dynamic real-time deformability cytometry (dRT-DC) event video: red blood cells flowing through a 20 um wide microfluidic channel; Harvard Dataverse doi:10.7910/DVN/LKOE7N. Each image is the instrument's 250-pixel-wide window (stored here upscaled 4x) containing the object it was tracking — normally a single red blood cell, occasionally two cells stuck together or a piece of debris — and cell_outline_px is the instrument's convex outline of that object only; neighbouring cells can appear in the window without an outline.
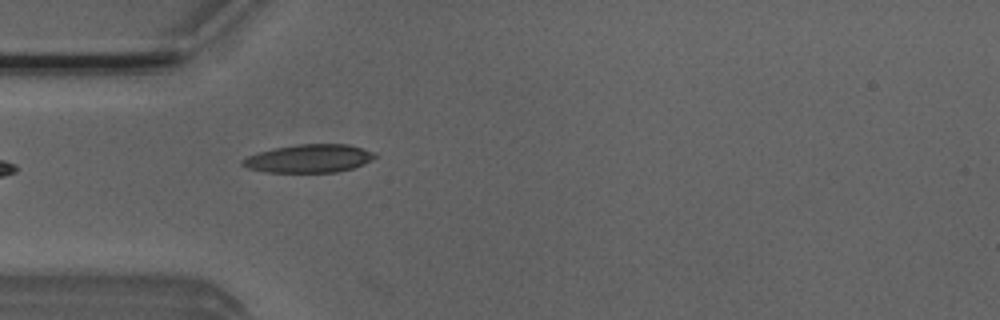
{"species": "Egyptian fruit bat (a non-hibernating species)", "species_latin": "Rousettus aegyptiacus", "temperature_condition": "room temperature", "stored_images_in_passage": 2, "camera_frame_rate_fps": 3000, "um_per_image_px": 0.085, "animal": {"sex": "male"}, "frame": {"image": 1, "passage_image": 2, "time_ms": 0.333, "image_size_px": [1000, 320], "cell_outline_px": [[376, 156], [372, 160], [364, 164], [352, 168], [336, 172], [264, 172], [248, 168], [240, 164], [240, 160], [248, 156], [272, 148], [296, 144], [348, 144], [376, 152]], "centroid_in_image_um": [26.26, 13.47], "position_along_channel_um": 58.7, "area_um2": 21.85}}